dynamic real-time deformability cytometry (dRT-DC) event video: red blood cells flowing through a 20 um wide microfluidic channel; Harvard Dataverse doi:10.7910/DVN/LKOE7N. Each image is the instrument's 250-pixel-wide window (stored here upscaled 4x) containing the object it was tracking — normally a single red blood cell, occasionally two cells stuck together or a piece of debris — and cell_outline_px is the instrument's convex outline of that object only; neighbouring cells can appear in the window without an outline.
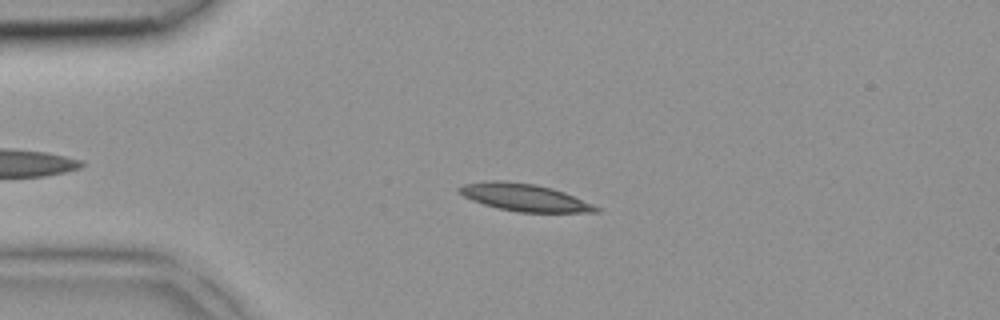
{"species": "common noctule bat (a hibernating species)", "species_latin": "Nyctalus noctula", "temperature_condition": "room temperature", "stored_images_in_passage": 41, "camera_frame_rate_fps": 3000, "um_per_image_px": 0.085, "animal": {"sex": "female", "body_mass_g": 18.4}, "frame": {"image": 1, "passage_image": 9, "time_ms": 2.667, "image_size_px": [1000, 320], "cell_outline_px": [[600, 212], [520, 212], [500, 208], [484, 204], [472, 200], [456, 192], [456, 188], [460, 184], [484, 180], [504, 180], [536, 184], [552, 188], [564, 192], [592, 204], [600, 208]], "centroid_in_image_um": [44.5, 16.75], "position_along_channel_um": 40.5, "area_um2": 21.91}}
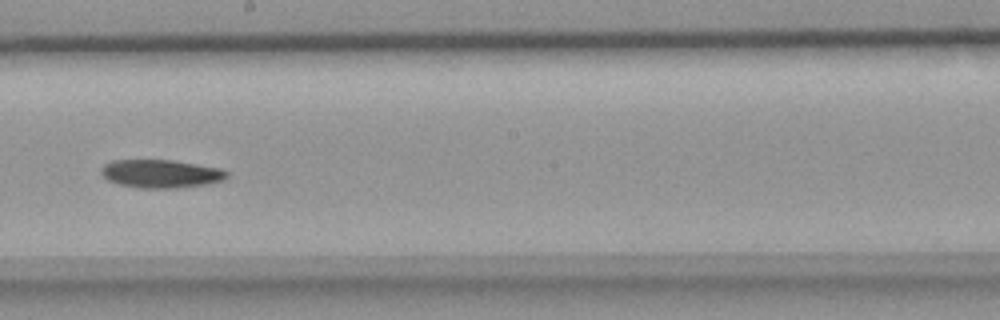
{"frame": {"image": 2, "passage_image": 23, "time_ms": 7.333, "image_size_px": [1000, 320], "cell_outline_px": [[228, 176], [224, 180], [208, 184], [176, 188], [140, 188], [120, 184], [108, 180], [100, 172], [100, 168], [104, 164], [112, 160], [172, 160], [220, 168], [228, 172]], "centroid_in_image_um": [13.68, 14.76], "position_along_channel_um": 234.5, "area_um2": 20.69}}
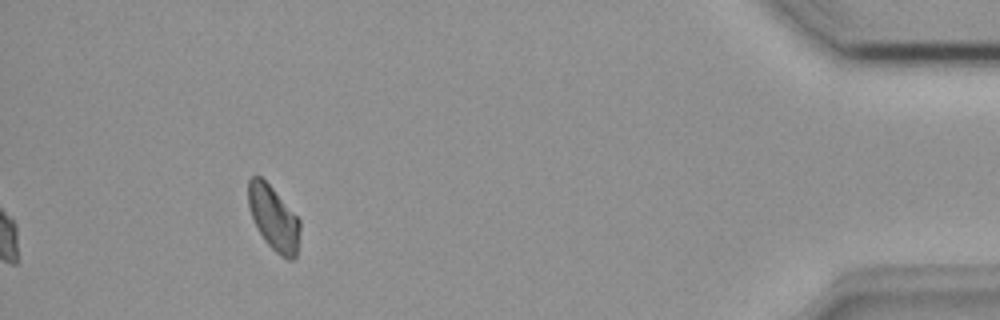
{"frame": {"image": 3, "passage_image": 38, "time_ms": 12.333, "image_size_px": [1000, 320], "cell_outline_px": [[300, 228], [296, 256], [292, 260], [288, 260], [280, 256], [264, 240], [252, 216], [248, 204], [248, 180], [252, 176], [260, 176], [272, 188], [300, 220]], "centroid_in_image_um": [23.26, 18.56], "position_along_channel_um": 411.9, "area_um2": 19.02}}